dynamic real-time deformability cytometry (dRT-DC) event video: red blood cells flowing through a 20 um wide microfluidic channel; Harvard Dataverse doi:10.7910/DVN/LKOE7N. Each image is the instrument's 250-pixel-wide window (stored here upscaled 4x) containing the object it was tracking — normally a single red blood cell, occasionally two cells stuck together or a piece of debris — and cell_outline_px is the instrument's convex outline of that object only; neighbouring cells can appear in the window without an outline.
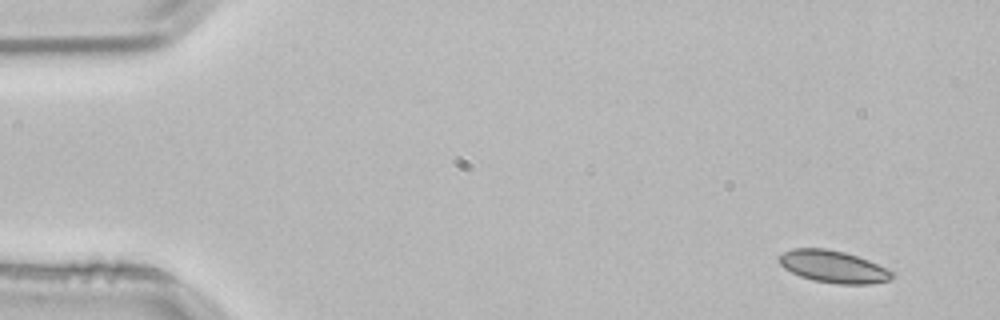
{"species": "common noctule bat (a hibernating species)", "species_latin": "Nyctalus noctula", "temperature_condition": "room temperature", "stored_images_in_passage": 3, "camera_frame_rate_fps": 3000, "um_per_image_px": 0.085, "animal": {"sex": "male", "body_mass_g": 21.5, "forearm_length_mm": 52.0}, "frame": {"image": 1, "passage_image": 1, "time_ms": 0.0, "image_size_px": [1000, 320], "cell_outline_px": [[896, 276], [888, 280], [868, 284], [836, 284], [812, 280], [800, 276], [784, 268], [776, 260], [776, 256], [792, 248], [828, 248], [844, 252], [868, 260], [896, 272]], "centroid_in_image_um": [70.81, 22.66], "position_along_channel_um": 14.2, "area_um2": 21.44}}
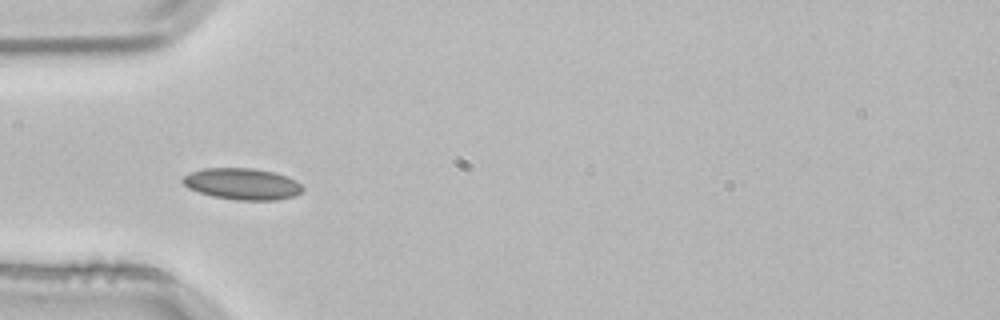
{"frame": {"image": 2, "passage_image": 3, "time_ms": 0.667, "image_size_px": [1000, 320], "cell_outline_px": [[304, 188], [300, 192], [292, 196], [276, 200], [236, 200], [212, 196], [188, 188], [180, 180], [184, 176], [192, 172], [204, 168], [252, 168], [272, 172], [296, 180]], "centroid_in_image_um": [20.56, 15.63], "position_along_channel_um": 64.4, "area_um2": 21.73}}